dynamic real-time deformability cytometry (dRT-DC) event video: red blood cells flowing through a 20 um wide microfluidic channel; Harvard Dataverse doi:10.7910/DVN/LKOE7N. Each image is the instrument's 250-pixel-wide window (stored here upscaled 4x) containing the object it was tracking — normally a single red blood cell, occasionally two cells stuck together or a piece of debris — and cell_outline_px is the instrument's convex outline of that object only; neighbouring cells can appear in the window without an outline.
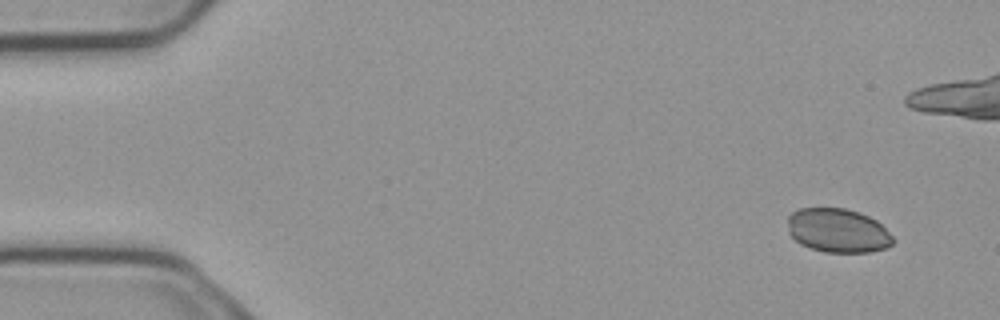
{"species": "common noctule bat (a hibernating species)", "species_latin": "Nyctalus noctula", "temperature_condition": "cold", "stored_images_in_passage": 4, "camera_frame_rate_fps": 3000, "um_per_image_px": 0.085, "animal": {"sex": "male", "body_mass_g": 23.1, "forearm_length_mm": 52.7}, "frame": {"image": 1, "passage_image": 1, "time_ms": 0.0, "image_size_px": [1000, 320], "cell_outline_px": [[896, 240], [892, 244], [884, 248], [868, 252], [824, 252], [800, 244], [788, 232], [788, 216], [792, 212], [800, 208], [844, 208], [860, 212], [876, 220]], "centroid_in_image_um": [71.21, 19.59], "position_along_channel_um": 13.8, "area_um2": 26.93}}